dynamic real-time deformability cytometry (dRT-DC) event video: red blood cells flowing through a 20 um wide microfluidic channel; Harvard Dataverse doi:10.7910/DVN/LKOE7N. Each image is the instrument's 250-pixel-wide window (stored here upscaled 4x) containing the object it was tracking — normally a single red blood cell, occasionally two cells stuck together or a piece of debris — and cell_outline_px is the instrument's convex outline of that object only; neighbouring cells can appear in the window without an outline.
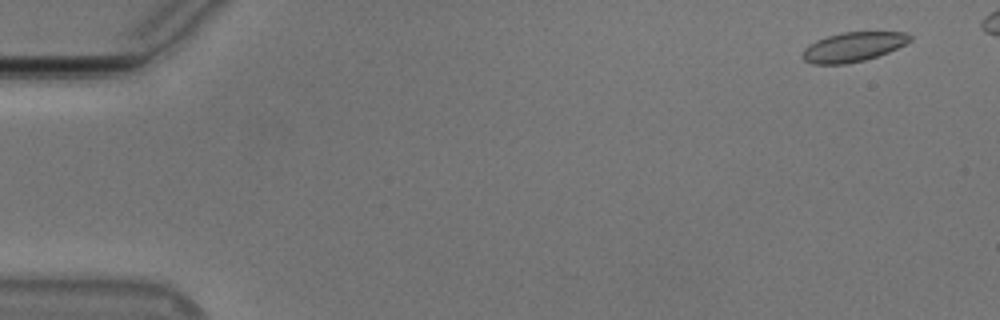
{"species": "Egyptian fruit bat (a non-hibernating species)", "species_latin": "Rousettus aegyptiacus", "temperature_condition": "cold", "stored_images_in_passage": 10, "camera_frame_rate_fps": 3000, "um_per_image_px": 0.085, "animal": {"sex": "male"}, "frame": {"image": 1, "passage_image": 4, "time_ms": 1.0, "image_size_px": [1000, 320], "cell_outline_px": [[912, 40], [888, 52], [864, 60], [844, 64], [812, 64], [804, 60], [800, 56], [804, 48], [816, 40], [840, 32], [908, 32], [912, 36]], "centroid_in_image_um": [72.49, 3.98], "position_along_channel_um": 12.5, "area_um2": 18.44}}